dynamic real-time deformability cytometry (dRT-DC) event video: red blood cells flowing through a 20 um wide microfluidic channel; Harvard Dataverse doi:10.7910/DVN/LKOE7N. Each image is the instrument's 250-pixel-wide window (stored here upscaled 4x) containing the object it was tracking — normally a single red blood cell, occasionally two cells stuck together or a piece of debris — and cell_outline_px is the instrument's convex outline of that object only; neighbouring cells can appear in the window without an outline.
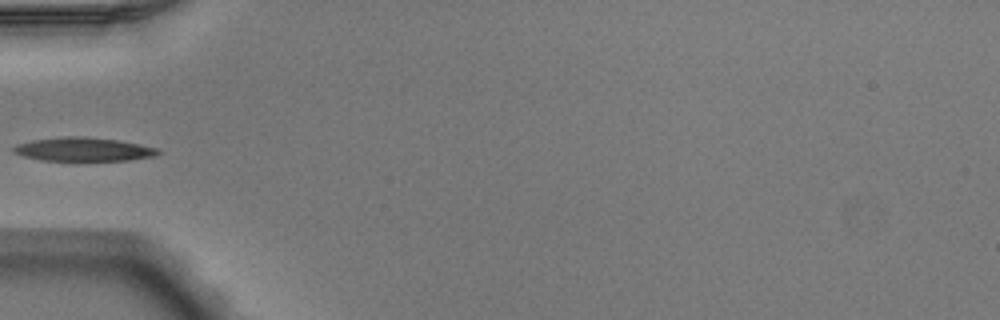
{"species": "Egyptian fruit bat (a non-hibernating species)", "species_latin": "Rousettus aegyptiacus", "temperature_condition": "warm", "stored_images_in_passage": 32, "camera_frame_rate_fps": 3000, "um_per_image_px": 0.085, "animal": {"sex": "male"}, "frame": {"image": 1, "passage_image": 1, "time_ms": 0.0, "image_size_px": [1000, 320], "cell_outline_px": [[164, 152], [156, 156], [128, 160], [40, 160], [24, 156], [12, 152], [12, 148], [16, 144], [32, 140], [68, 136], [76, 136], [116, 140], [156, 148]], "centroid_in_image_um": [7.07, 12.7], "position_along_channel_um": 77.9, "area_um2": 19.65}}
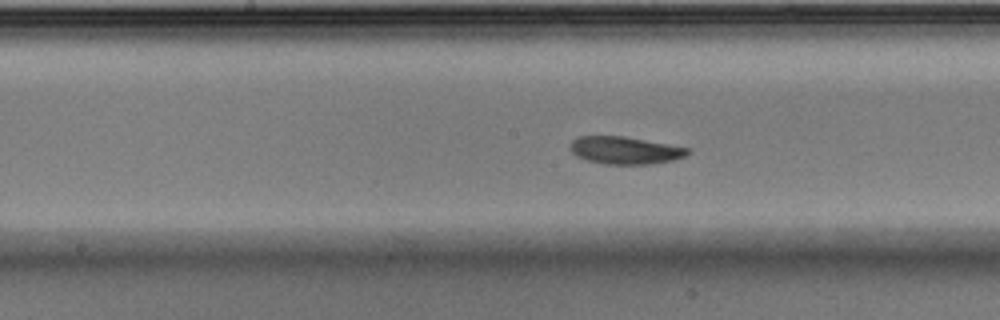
{"frame": {"image": 2, "passage_image": 10, "time_ms": 3.0, "image_size_px": [1000, 320], "cell_outline_px": [[692, 152], [684, 156], [672, 160], [652, 164], [604, 164], [588, 160], [576, 156], [568, 148], [572, 140], [580, 136], [624, 136], [692, 148]], "centroid_in_image_um": [53.14, 12.77], "position_along_channel_um": 195.1, "area_um2": 18.96}}
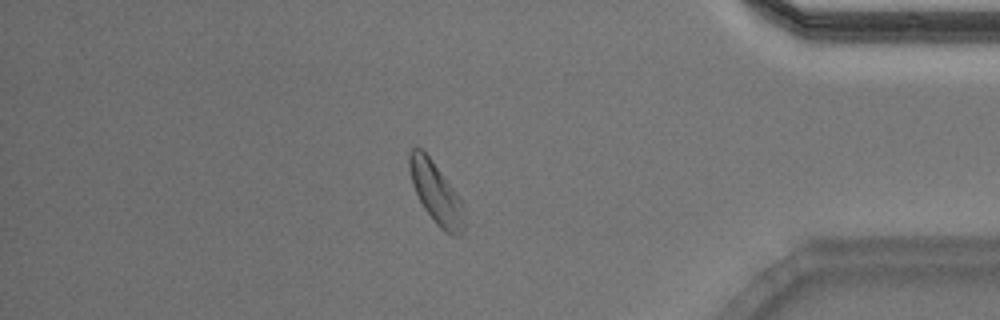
{"frame": {"image": 3, "passage_image": 28, "time_ms": 9.0, "image_size_px": [1000, 320], "cell_outline_px": [[464, 232], [460, 236], [452, 236], [444, 232], [436, 224], [424, 208], [412, 184], [408, 168], [408, 156], [412, 148], [420, 148], [428, 156], [464, 204]], "centroid_in_image_um": [37.07, 16.47], "position_along_channel_um": 398.1, "area_um2": 19.36}}